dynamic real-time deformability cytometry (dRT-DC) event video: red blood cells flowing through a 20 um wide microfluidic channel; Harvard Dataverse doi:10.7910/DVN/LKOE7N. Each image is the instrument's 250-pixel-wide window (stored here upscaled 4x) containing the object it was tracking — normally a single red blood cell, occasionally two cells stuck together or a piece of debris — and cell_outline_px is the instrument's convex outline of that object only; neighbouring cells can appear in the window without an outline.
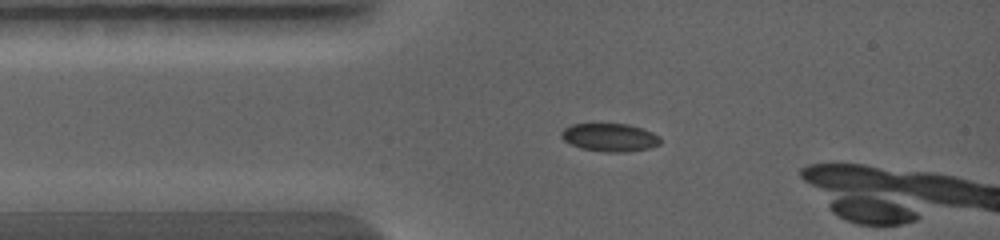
{"species": "common noctule bat (a hibernating species)", "species_latin": "Nyctalus noctula", "temperature_condition": "warm", "stored_images_in_passage": 16, "camera_frame_rate_fps": 5000, "um_per_image_px": 0.085, "animal": {"sex": "female", "body_mass_g": 19.0, "forearm_length_mm": 56.7}, "frame": {"image": 1, "passage_image": 1, "time_ms": 0.0, "image_size_px": [1000, 240], "cell_outline_px": [[660, 144], [652, 148], [628, 152], [604, 152], [580, 148], [564, 140], [560, 136], [560, 132], [564, 128], [572, 124], [628, 124], [652, 132], [660, 136]], "centroid_in_image_um": [51.84, 11.69], "position_along_channel_um": 33.2, "area_um2": 16.3}}
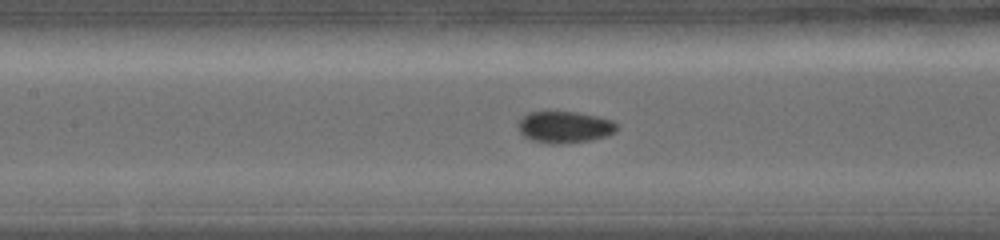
{"frame": {"image": 2, "passage_image": 8, "time_ms": 2.6, "image_size_px": [1000, 240], "cell_outline_px": [[616, 132], [608, 136], [592, 140], [560, 144], [548, 144], [532, 140], [524, 136], [520, 132], [516, 124], [528, 112], [576, 112], [596, 116], [612, 120], [616, 124]], "centroid_in_image_um": [47.99, 10.81], "position_along_channel_um": 159.4, "area_um2": 18.26}}
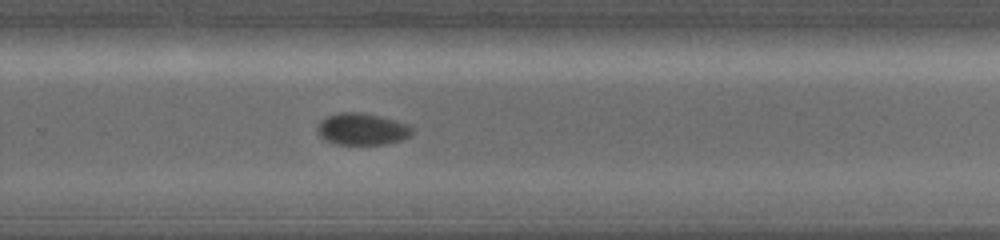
{"frame": {"image": 3, "passage_image": 15, "time_ms": 5.2, "image_size_px": [1000, 240], "cell_outline_px": [[416, 128], [404, 140], [384, 144], [332, 144], [324, 140], [320, 136], [316, 128], [316, 124], [320, 120], [336, 112], [360, 112], [380, 116], [396, 120], [408, 124]], "centroid_in_image_um": [30.76, 10.97], "position_along_channel_um": 299.0, "area_um2": 17.92}}